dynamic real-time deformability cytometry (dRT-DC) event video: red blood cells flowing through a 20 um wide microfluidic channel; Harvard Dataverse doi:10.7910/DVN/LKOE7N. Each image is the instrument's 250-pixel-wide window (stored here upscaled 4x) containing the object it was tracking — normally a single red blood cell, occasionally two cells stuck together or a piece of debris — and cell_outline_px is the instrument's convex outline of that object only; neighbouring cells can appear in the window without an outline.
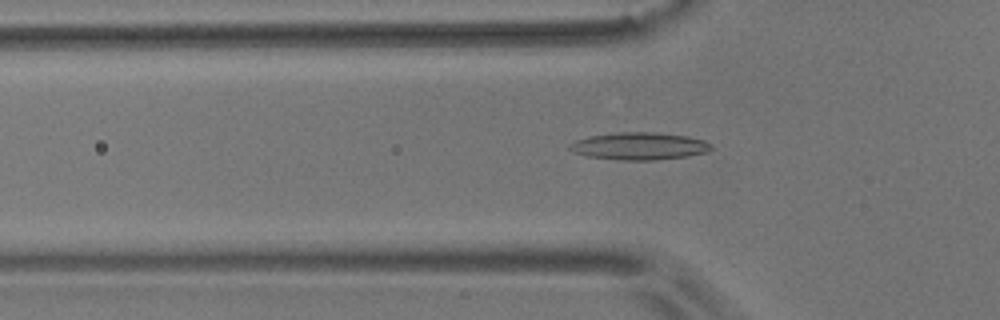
{"species": "common noctule bat (a hibernating species)", "species_latin": "Nyctalus noctula", "temperature_condition": "room temperature", "stored_images_in_passage": 47, "camera_frame_rate_fps": 3000, "um_per_image_px": 0.085, "animal": {"sex": "male", "body_mass_g": 17.9}, "frame": {"image": 1, "passage_image": 10, "time_ms": 3.0, "image_size_px": [1000, 320], "cell_outline_px": [[712, 148], [708, 152], [688, 156], [656, 160], [620, 160], [588, 156], [572, 152], [568, 148], [568, 144], [576, 140], [588, 136], [616, 132], [652, 132], [688, 136], [704, 140], [712, 144]], "centroid_in_image_um": [54.33, 12.42], "position_along_channel_um": 71.5, "area_um2": 22.77}}
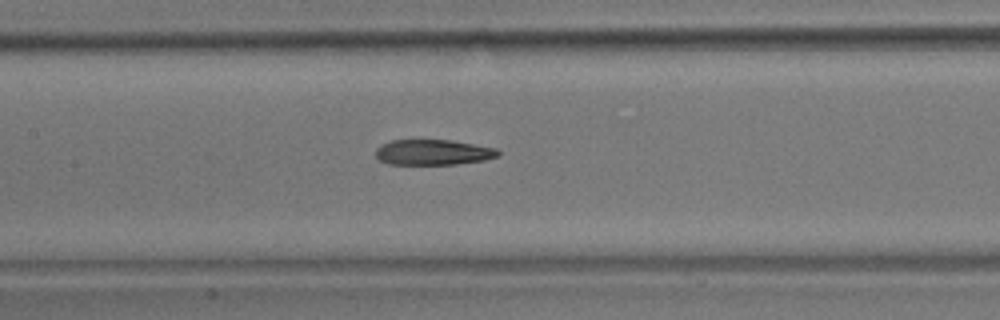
{"frame": {"image": 2, "passage_image": 18, "time_ms": 5.667, "image_size_px": [1000, 320], "cell_outline_px": [[500, 156], [484, 160], [456, 164], [388, 164], [380, 160], [376, 156], [376, 148], [380, 144], [392, 140], [452, 140], [496, 148], [500, 152]], "centroid_in_image_um": [36.82, 12.94], "position_along_channel_um": 170.6, "area_um2": 18.21}}
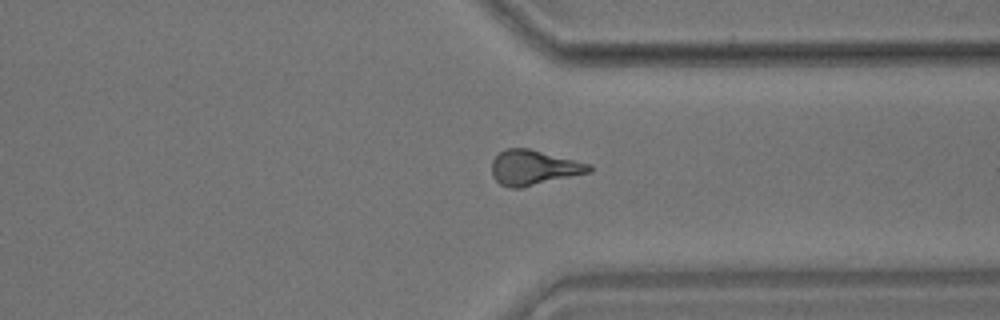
{"frame": {"image": 3, "passage_image": 34, "time_ms": 11.0, "image_size_px": [1000, 320], "cell_outline_px": [[592, 172], [520, 188], [508, 188], [500, 184], [492, 176], [492, 160], [504, 148], [528, 148], [592, 164]], "centroid_in_image_um": [45.37, 14.25], "position_along_channel_um": 366.0, "area_um2": 19.94}, "authors_computed_cell_mechanics": {"area_um2": 19.3052, "velocity_mm_per_s": 3.6754, "shape_relaxation_time_tau1_ms": 7.3303, "shape_relaxation_time_tau2_ms": 2.9724, "deformation_change_tau1": 0.2005, "deformation_change_tau2": 0.1274}}